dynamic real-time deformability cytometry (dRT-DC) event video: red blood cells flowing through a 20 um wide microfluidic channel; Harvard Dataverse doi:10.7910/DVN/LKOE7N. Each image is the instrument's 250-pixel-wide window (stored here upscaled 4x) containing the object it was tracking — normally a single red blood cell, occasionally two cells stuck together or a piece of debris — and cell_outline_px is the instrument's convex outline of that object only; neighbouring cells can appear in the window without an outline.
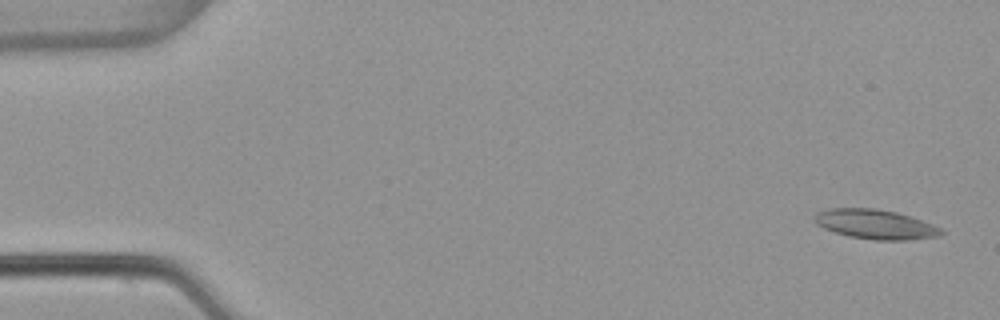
{"species": "common noctule bat (a hibernating species)", "species_latin": "Nyctalus noctula", "temperature_condition": "warm", "stored_images_in_passage": 52, "camera_frame_rate_fps": 3000, "um_per_image_px": 0.085, "animal": {"sex": "female", "body_mass_g": 22.7, "forearm_length_mm": 54.2}, "frame": {"image": 1, "passage_image": 1, "time_ms": 0.0, "image_size_px": [1000, 320], "cell_outline_px": [[944, 232], [940, 236], [908, 240], [876, 240], [848, 236], [824, 228], [816, 224], [816, 212], [828, 208], [876, 208], [896, 212], [912, 216], [932, 224], [940, 228]], "centroid_in_image_um": [74.43, 19.06], "position_along_channel_um": 10.6, "area_um2": 21.79}}
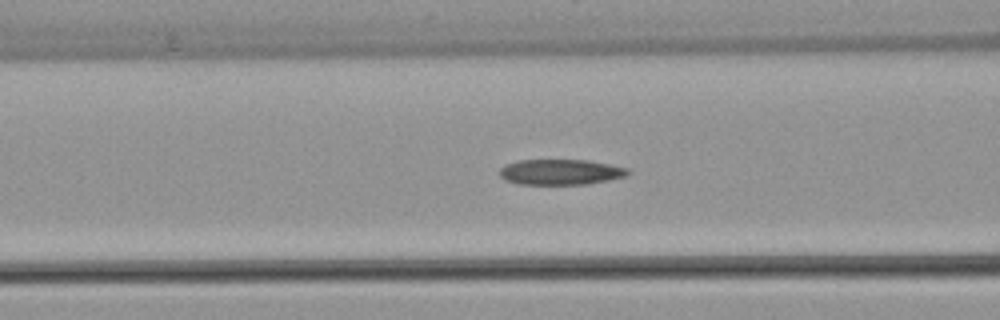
{"frame": {"image": 2, "passage_image": 20, "time_ms": 6.333, "image_size_px": [1000, 320], "cell_outline_px": [[632, 172], [624, 176], [608, 180], [588, 184], [516, 184], [504, 180], [500, 176], [500, 168], [504, 164], [520, 160], [588, 160], [628, 168]], "centroid_in_image_um": [47.62, 14.62], "position_along_channel_um": 119.0, "area_um2": 19.13}}
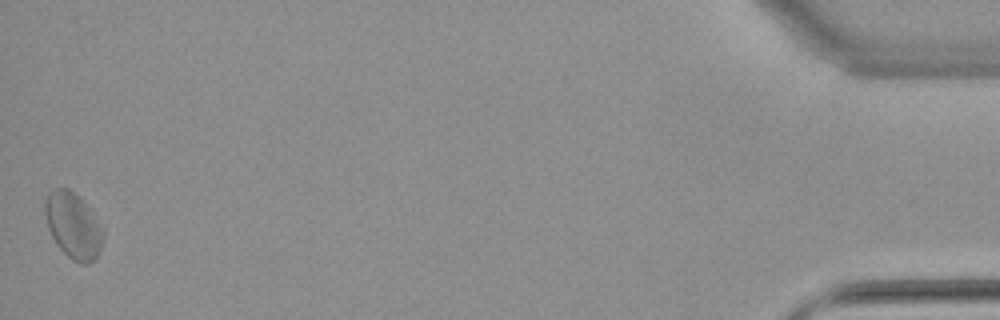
{"frame": {"image": 3, "passage_image": 52, "time_ms": 17.0, "image_size_px": [1000, 320], "cell_outline_px": [[104, 236], [100, 252], [96, 260], [88, 264], [80, 264], [72, 260], [56, 244], [48, 228], [44, 212], [44, 204], [48, 192], [52, 188], [68, 188], [84, 204], [104, 228]], "centroid_in_image_um": [6.22, 19.22], "position_along_channel_um": 429.0, "area_um2": 22.31}, "authors_computed_cell_mechanics": {"area_um2": 20.3456, "velocity_mm_per_s": 3.8108, "shape_relaxation_time_tau1_ms": null, "shape_relaxation_time_tau2_ms": 4.5648, "deformation_change_tau1": null, "deformation_change_tau2": 0.1176}}